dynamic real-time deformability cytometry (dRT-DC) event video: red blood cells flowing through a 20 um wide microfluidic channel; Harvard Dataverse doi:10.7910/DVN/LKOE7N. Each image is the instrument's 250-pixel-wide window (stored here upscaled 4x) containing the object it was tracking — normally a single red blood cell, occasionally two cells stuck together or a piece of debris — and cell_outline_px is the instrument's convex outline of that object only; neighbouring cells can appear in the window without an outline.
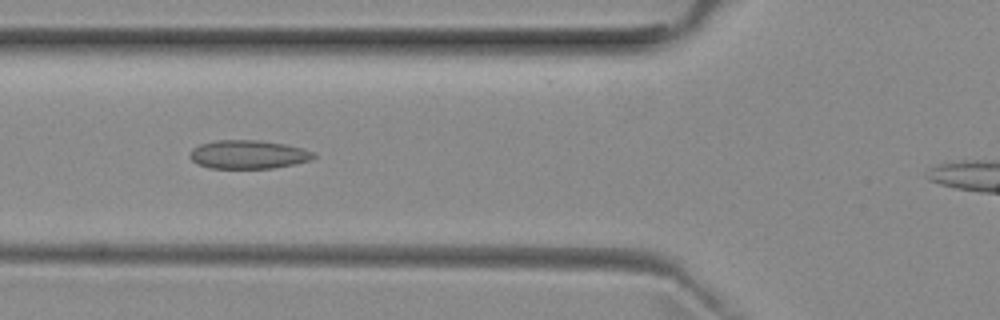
{"species": "common noctule bat (a hibernating species)", "species_latin": "Nyctalus noctula", "temperature_condition": "room temperature", "stored_images_in_passage": 24, "camera_frame_rate_fps": 3000, "um_per_image_px": 0.085, "animal": {"sex": "female", "body_mass_g": 29.2, "forearm_length_mm": 56.3}, "frame": {"image": 1, "passage_image": 11, "time_ms": 3.333, "image_size_px": [1000, 320], "cell_outline_px": [[316, 156], [312, 160], [272, 168], [208, 168], [196, 164], [188, 156], [192, 148], [200, 144], [216, 140], [260, 140], [284, 144], [304, 148], [312, 152]], "centroid_in_image_um": [21.07, 13.13], "position_along_channel_um": 104.7, "area_um2": 20.69}}
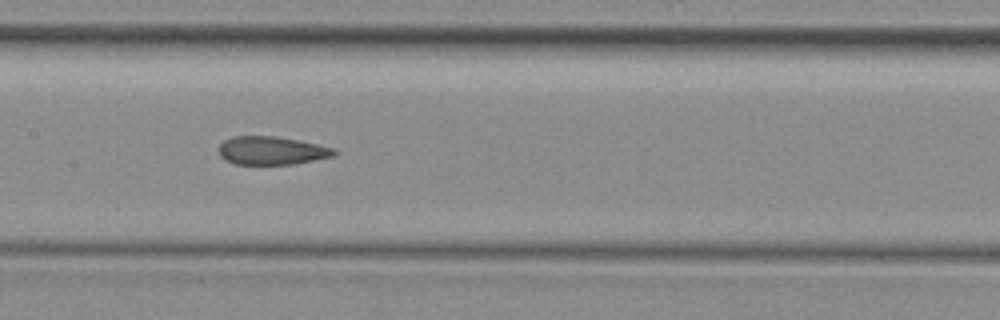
{"frame": {"image": 2, "passage_image": 17, "time_ms": 5.333, "image_size_px": [1000, 320], "cell_outline_px": [[336, 156], [296, 164], [236, 164], [224, 160], [220, 156], [220, 144], [224, 140], [232, 136], [276, 136], [316, 144], [332, 148], [336, 152]], "centroid_in_image_um": [23.08, 12.81], "position_along_channel_um": 184.3, "area_um2": 18.96}}
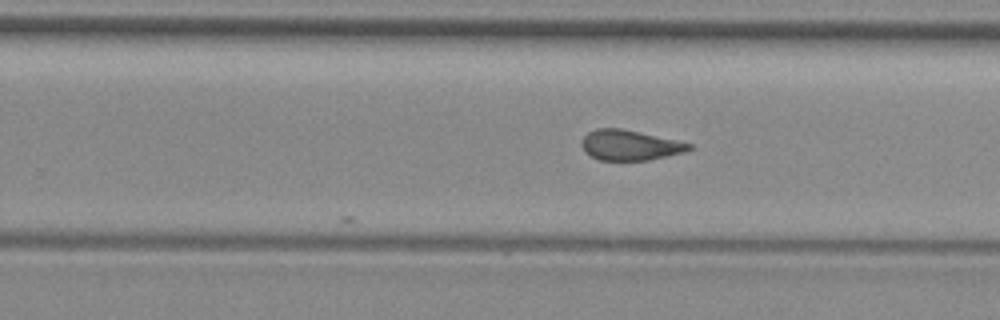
{"frame": {"image": 3, "passage_image": 24, "time_ms": 7.667, "image_size_px": [1000, 320], "cell_outline_px": [[692, 148], [684, 152], [648, 160], [600, 160], [584, 152], [580, 144], [584, 136], [588, 132], [596, 128], [620, 128], [676, 140], [692, 144]], "centroid_in_image_um": [53.5, 12.34], "position_along_channel_um": 276.3, "area_um2": 18.79}}